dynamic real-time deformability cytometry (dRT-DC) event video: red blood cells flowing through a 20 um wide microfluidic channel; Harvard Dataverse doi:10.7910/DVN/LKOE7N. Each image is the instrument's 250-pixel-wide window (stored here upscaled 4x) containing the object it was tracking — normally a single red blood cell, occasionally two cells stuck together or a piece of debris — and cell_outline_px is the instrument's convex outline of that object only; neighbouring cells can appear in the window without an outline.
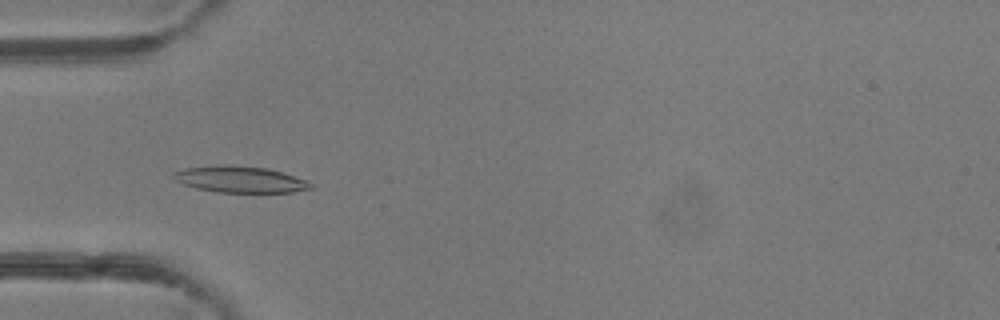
{"species": "common noctule bat (a hibernating species)", "species_latin": "Nyctalus noctula", "temperature_condition": "room temperature", "stored_images_in_passage": 39, "camera_frame_rate_fps": 3000, "um_per_image_px": 0.085, "animal": {"sex": "female"}, "frame": {"image": 1, "passage_image": 7, "time_ms": 2.0, "image_size_px": [1000, 320], "cell_outline_px": [[312, 188], [292, 192], [216, 192], [196, 188], [172, 180], [172, 172], [184, 168], [216, 164], [224, 164], [268, 168], [308, 180], [312, 184]], "centroid_in_image_um": [20.35, 15.23], "position_along_channel_um": 64.7, "area_um2": 21.33}}
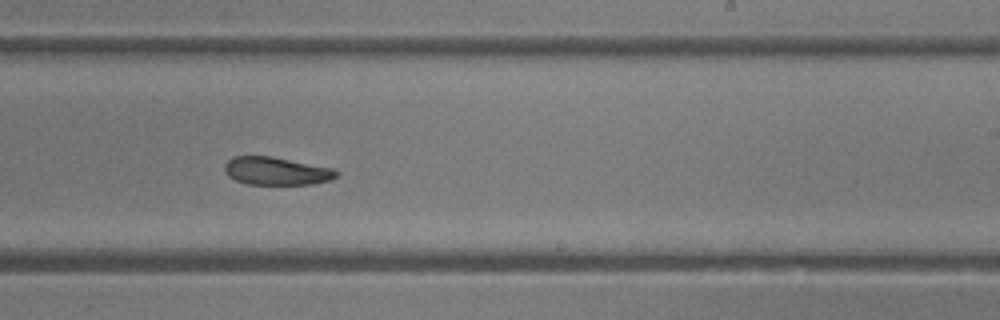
{"frame": {"image": 2, "passage_image": 21, "time_ms": 6.667, "image_size_px": [1000, 320], "cell_outline_px": [[340, 172], [336, 176], [328, 180], [312, 184], [248, 184], [236, 180], [228, 176], [224, 168], [224, 164], [232, 156], [268, 156], [332, 168]], "centroid_in_image_um": [23.45, 14.54], "position_along_channel_um": 265.5, "area_um2": 17.92}}
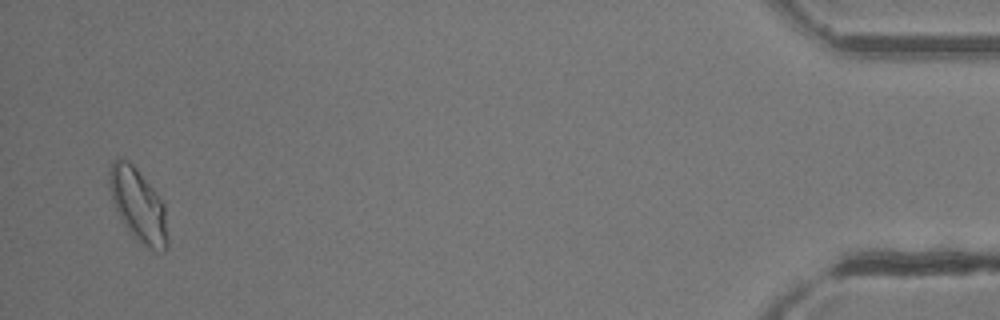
{"frame": {"image": 3, "passage_image": 38, "time_ms": 12.333, "image_size_px": [1000, 320], "cell_outline_px": [[168, 244], [164, 252], [152, 248], [144, 244], [124, 224], [112, 200], [108, 184], [108, 168], [112, 160], [116, 156], [128, 160], [136, 168], [152, 188], [164, 204], [168, 236]], "centroid_in_image_um": [11.72, 17.35], "position_along_channel_um": 423.5, "area_um2": 24.39}, "authors_computed_cell_mechanics": {"area_um2": 19.941, "velocity_mm_per_s": 4.3255, "shape_relaxation_time_tau1_ms": 6.748, "shape_relaxation_time_tau2_ms": 4.7892, "deformation_change_tau1": 0.1768, "deformation_change_tau2": 0.1174}}